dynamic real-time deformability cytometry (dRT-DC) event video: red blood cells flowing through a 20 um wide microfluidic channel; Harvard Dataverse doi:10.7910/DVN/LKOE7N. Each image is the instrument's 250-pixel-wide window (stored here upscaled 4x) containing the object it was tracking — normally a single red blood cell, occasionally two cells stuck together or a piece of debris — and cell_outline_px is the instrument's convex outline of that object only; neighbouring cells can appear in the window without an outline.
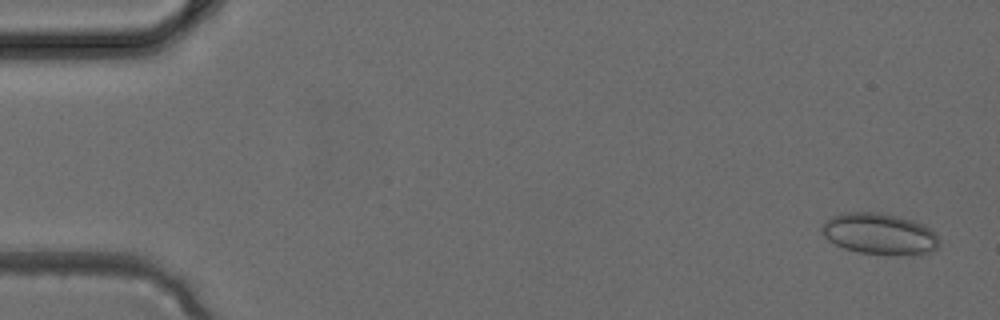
{"species": "common noctule bat (a hibernating species)", "species_latin": "Nyctalus noctula", "temperature_condition": "cold", "stored_images_in_passage": 3, "camera_frame_rate_fps": 3000, "um_per_image_px": 0.085, "animal": {"sex": "female", "body_mass_g": 24.6, "forearm_length_mm": 56.2}, "frame": {"image": 1, "passage_image": 1, "time_ms": 0.0, "image_size_px": [1000, 320], "cell_outline_px": [[940, 244], [936, 248], [920, 256], [912, 256], [860, 252], [844, 248], [828, 240], [820, 232], [820, 228], [832, 216], [848, 212], [876, 212], [900, 216], [912, 220], [928, 228], [940, 240]], "centroid_in_image_um": [74.76, 19.89], "position_along_channel_um": 10.2, "area_um2": 28.15}}